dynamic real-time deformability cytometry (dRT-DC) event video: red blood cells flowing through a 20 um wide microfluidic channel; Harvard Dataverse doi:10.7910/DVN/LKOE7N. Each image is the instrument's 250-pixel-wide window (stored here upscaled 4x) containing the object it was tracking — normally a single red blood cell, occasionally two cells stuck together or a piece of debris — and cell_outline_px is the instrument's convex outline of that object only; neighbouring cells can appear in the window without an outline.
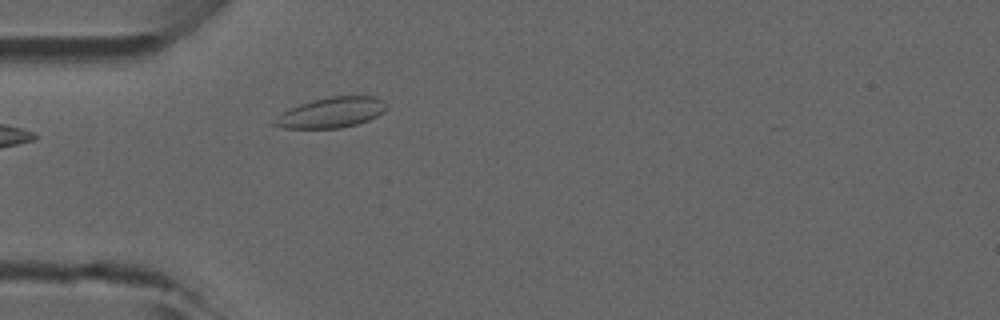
{"species": "common noctule bat (a hibernating species)", "species_latin": "Nyctalus noctula", "temperature_condition": "room temperature", "stored_images_in_passage": 4, "camera_frame_rate_fps": 3000, "um_per_image_px": 0.085, "animal": {"sex": "male", "forearm_length_mm": 52.5}, "frame": {"image": 1, "passage_image": 1, "time_ms": 0.0, "image_size_px": [1000, 320], "cell_outline_px": [[388, 108], [384, 112], [368, 120], [356, 124], [340, 128], [284, 128], [268, 124], [288, 108], [312, 100], [328, 96], [376, 96], [384, 100]], "centroid_in_image_um": [28.15, 9.56], "position_along_channel_um": 56.8, "area_um2": 20.0}}